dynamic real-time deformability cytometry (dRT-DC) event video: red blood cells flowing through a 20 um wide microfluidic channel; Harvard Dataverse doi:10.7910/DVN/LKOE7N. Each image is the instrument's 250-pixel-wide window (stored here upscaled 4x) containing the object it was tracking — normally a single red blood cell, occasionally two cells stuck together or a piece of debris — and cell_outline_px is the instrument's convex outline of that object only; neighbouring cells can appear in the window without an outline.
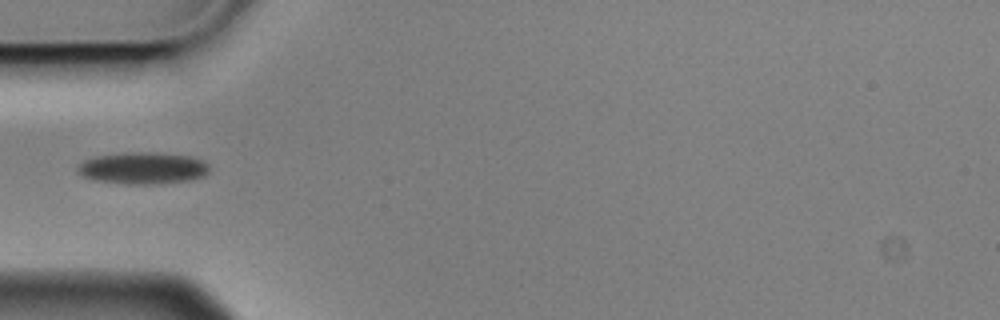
{"species": "Egyptian fruit bat (a non-hibernating species)", "species_latin": "Rousettus aegyptiacus", "temperature_condition": "cold", "stored_images_in_passage": 10, "camera_frame_rate_fps": 3000, "um_per_image_px": 0.085, "animal": {"sex": "male"}, "frame": {"image": 1, "passage_image": 1, "time_ms": 0.0, "image_size_px": [1000, 320], "cell_outline_px": [[208, 172], [204, 176], [184, 180], [152, 184], [128, 184], [96, 180], [84, 176], [76, 168], [84, 160], [96, 156], [132, 152], [156, 152], [192, 156], [204, 160], [208, 164]], "centroid_in_image_um": [12.17, 14.27], "position_along_channel_um": 72.8, "area_um2": 24.16}}
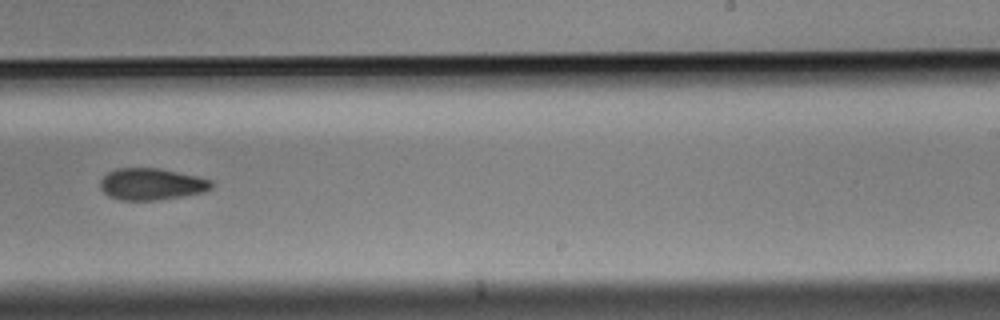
{"frame": {"image": 2, "passage_image": 6, "time_ms": 1.667, "image_size_px": [1000, 320], "cell_outline_px": [[212, 188], [204, 192], [184, 196], [156, 200], [120, 200], [108, 196], [100, 188], [100, 180], [108, 172], [116, 168], [160, 168], [196, 176], [212, 180]], "centroid_in_image_um": [12.87, 15.65], "position_along_channel_um": 276.1, "area_um2": 20.63}}
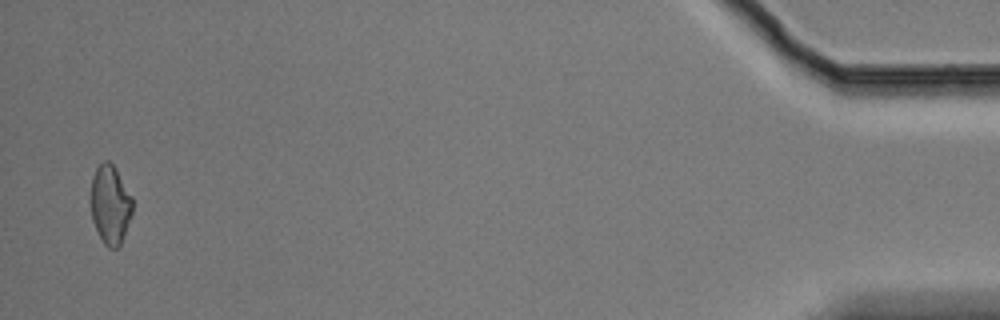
{"frame": {"image": 3, "passage_image": 10, "time_ms": 3.0, "image_size_px": [1000, 320], "cell_outline_px": [[132, 212], [120, 244], [116, 248], [108, 248], [104, 244], [92, 220], [88, 200], [92, 176], [96, 168], [104, 160], [108, 160], [116, 168], [132, 196]], "centroid_in_image_um": [9.32, 17.34], "position_along_channel_um": 425.9, "area_um2": 19.48}}